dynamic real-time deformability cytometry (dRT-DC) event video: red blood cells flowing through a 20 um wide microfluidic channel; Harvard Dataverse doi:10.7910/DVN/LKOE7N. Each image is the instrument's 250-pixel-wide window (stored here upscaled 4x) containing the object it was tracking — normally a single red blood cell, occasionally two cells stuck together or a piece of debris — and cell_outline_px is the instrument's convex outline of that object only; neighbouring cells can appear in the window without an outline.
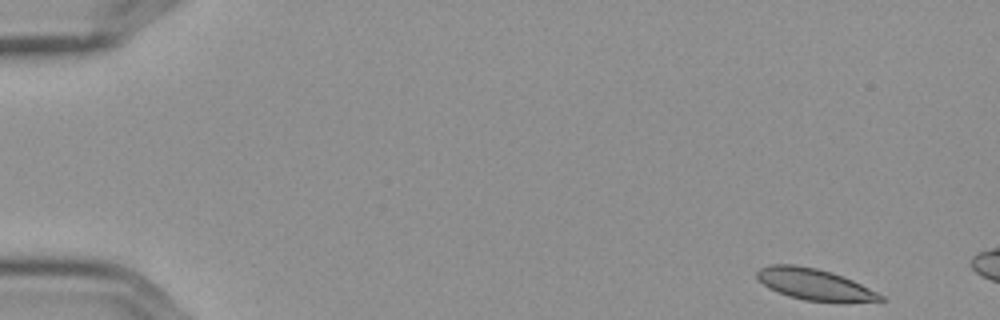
{"species": "Egyptian fruit bat (a non-hibernating species)", "species_latin": "Rousettus aegyptiacus", "temperature_condition": "cold", "stored_images_in_passage": 3, "camera_frame_rate_fps": 3000, "um_per_image_px": 0.085, "frame": {"image": 1, "passage_image": 1, "time_ms": 0.0, "image_size_px": [1000, 320], "cell_outline_px": [[884, 300], [804, 300], [788, 296], [768, 288], [756, 276], [756, 272], [760, 268], [772, 264], [792, 264], [816, 268], [832, 272], [844, 276], [884, 296]], "centroid_in_image_um": [69.13, 24.12], "position_along_channel_um": 15.9, "area_um2": 21.73}}